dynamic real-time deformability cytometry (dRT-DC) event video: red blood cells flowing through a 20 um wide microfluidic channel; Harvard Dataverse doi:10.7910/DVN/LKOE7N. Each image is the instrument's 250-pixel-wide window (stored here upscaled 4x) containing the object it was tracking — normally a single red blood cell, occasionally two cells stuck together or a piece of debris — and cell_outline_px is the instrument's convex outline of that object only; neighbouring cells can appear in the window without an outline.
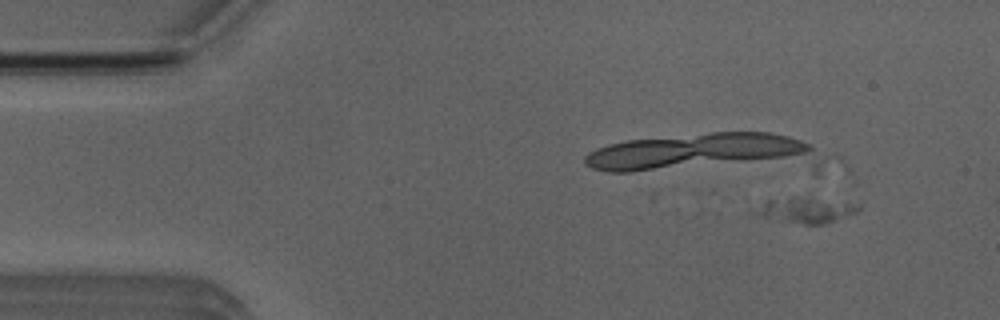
{"species": "Egyptian fruit bat (a non-hibernating species)", "species_latin": "Rousettus aegyptiacus", "temperature_condition": "room temperature", "stored_images_in_passage": 8, "segment_of_instrument_passage": [2, 2], "camera_frame_rate_fps": 3000, "um_per_image_px": 0.085, "animal": {"sex": "male"}, "frame": {"image": 1, "passage_image": 6, "time_ms": 1.667, "image_size_px": [1000, 320], "cell_outline_px": [[860, 208], [856, 212], [824, 224], [804, 224], [780, 220], [760, 216], [760, 212], [764, 204], [768, 200], [792, 196], [860, 204]], "centroid_in_image_um": [68.6, 17.85], "position_along_channel_um": 16.4, "area_um2": 14.39}}